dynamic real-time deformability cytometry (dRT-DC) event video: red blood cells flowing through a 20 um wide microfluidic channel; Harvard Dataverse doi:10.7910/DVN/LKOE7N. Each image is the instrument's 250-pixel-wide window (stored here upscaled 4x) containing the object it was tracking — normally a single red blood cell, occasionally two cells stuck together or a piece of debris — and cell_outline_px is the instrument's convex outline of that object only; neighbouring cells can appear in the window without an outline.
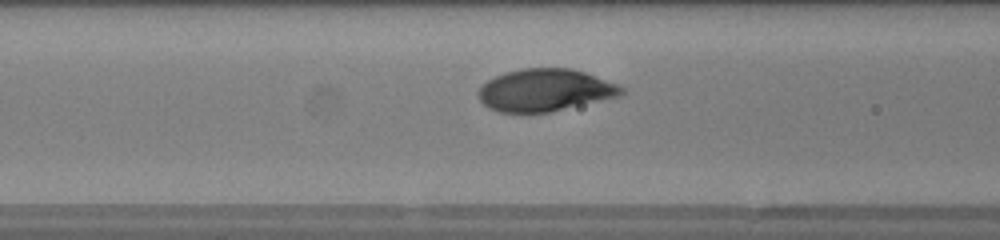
{"species": "human", "species_latin": "Homo sapiens", "temperature_condition": "warm", "stored_images_in_passage": 33, "camera_frame_rate_fps": 3000, "um_per_image_px": 0.085, "donor": {"sex": "female"}, "frame": {"image": 1, "passage_image": 12, "time_ms": 3.667, "image_size_px": [1000, 240], "cell_outline_px": [[624, 92], [620, 96], [552, 112], [528, 116], [496, 112], [488, 108], [476, 96], [476, 92], [488, 80], [504, 72], [520, 68], [572, 68], [620, 84], [624, 88]], "centroid_in_image_um": [46.29, 7.71], "position_along_channel_um": 120.3, "area_um2": 36.41}}
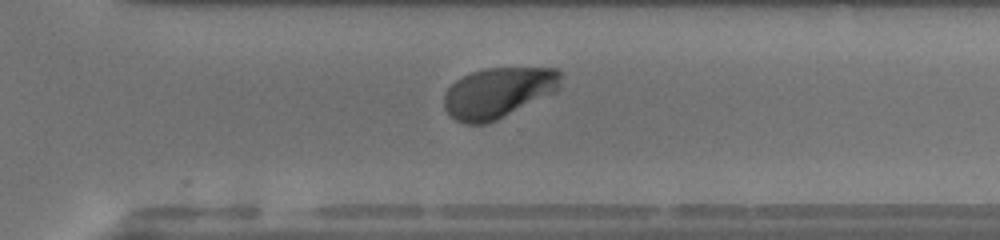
{"frame": {"image": 2, "passage_image": 27, "time_ms": 8.667, "image_size_px": [1000, 240], "cell_outline_px": [[560, 88], [556, 92], [488, 124], [464, 124], [456, 120], [444, 108], [444, 92], [456, 80], [472, 72], [484, 68], [556, 68], [560, 72]], "centroid_in_image_um": [42.35, 7.88], "position_along_channel_um": 328.3, "area_um2": 34.39}}
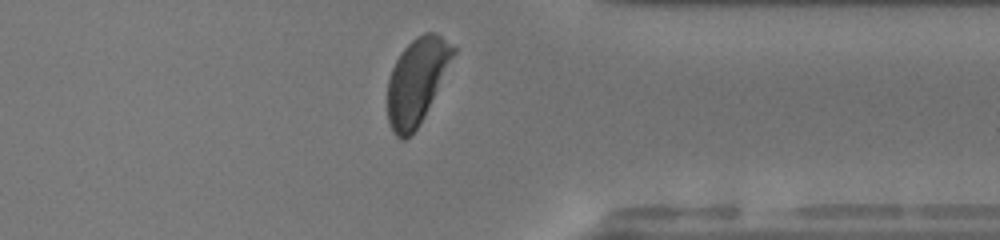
{"frame": {"image": 3, "passage_image": 31, "time_ms": 10.0, "image_size_px": [1000, 240], "cell_outline_px": [[456, 52], [416, 128], [404, 140], [400, 140], [392, 132], [388, 120], [388, 80], [392, 68], [400, 52], [412, 40], [424, 32], [436, 32], [456, 48]], "centroid_in_image_um": [35.39, 6.85], "position_along_channel_um": 376.0, "area_um2": 31.91}, "authors_computed_cell_mechanics": {"area_um2": 34.7378, "velocity_mm_per_s": 4.1691, "shape_relaxation_time_tau1_ms": 2.0822, "shape_relaxation_time_tau2_ms": null, "deformation_change_tau1": 0.1597, "deformation_change_tau2": null}}